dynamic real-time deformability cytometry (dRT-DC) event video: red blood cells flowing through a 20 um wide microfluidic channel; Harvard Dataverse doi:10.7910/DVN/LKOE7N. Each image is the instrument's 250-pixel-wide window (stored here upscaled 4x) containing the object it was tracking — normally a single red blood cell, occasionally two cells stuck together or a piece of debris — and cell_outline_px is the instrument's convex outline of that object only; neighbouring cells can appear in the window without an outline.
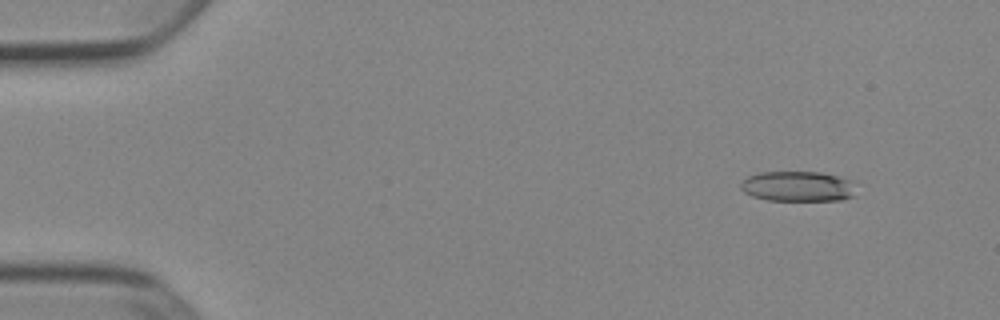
{"species": "Egyptian fruit bat (a non-hibernating species)", "species_latin": "Rousettus aegyptiacus", "temperature_condition": "cold", "stored_images_in_passage": 52, "camera_frame_rate_fps": 3000, "um_per_image_px": 0.085, "animal": {"sex": "female"}, "frame": {"image": 1, "passage_image": 5, "time_ms": 1.333, "image_size_px": [1000, 320], "cell_outline_px": [[852, 196], [840, 200], [768, 200], [752, 196], [744, 192], [740, 188], [740, 184], [748, 176], [760, 172], [820, 172], [852, 180]], "centroid_in_image_um": [67.76, 15.83], "position_along_channel_um": 17.2, "area_um2": 20.06}}
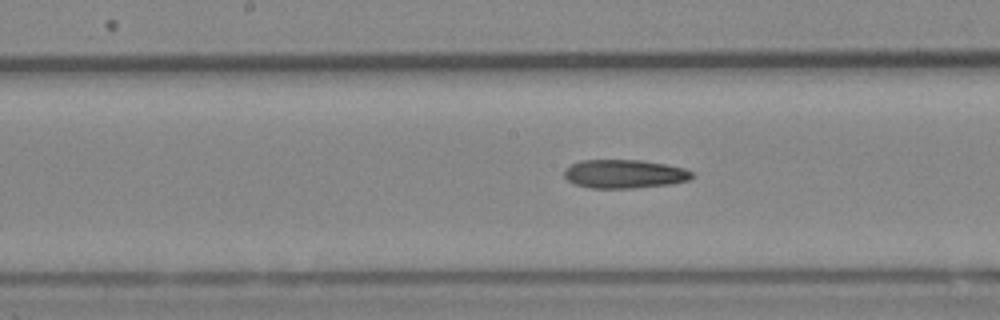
{"frame": {"image": 2, "passage_image": 27, "time_ms": 8.667, "image_size_px": [1000, 320], "cell_outline_px": [[692, 176], [688, 180], [668, 184], [632, 188], [592, 188], [576, 184], [568, 180], [564, 176], [564, 168], [580, 160], [640, 160], [664, 164], [684, 168], [692, 172]], "centroid_in_image_um": [53.03, 14.78], "position_along_channel_um": 195.2, "area_um2": 21.1}}
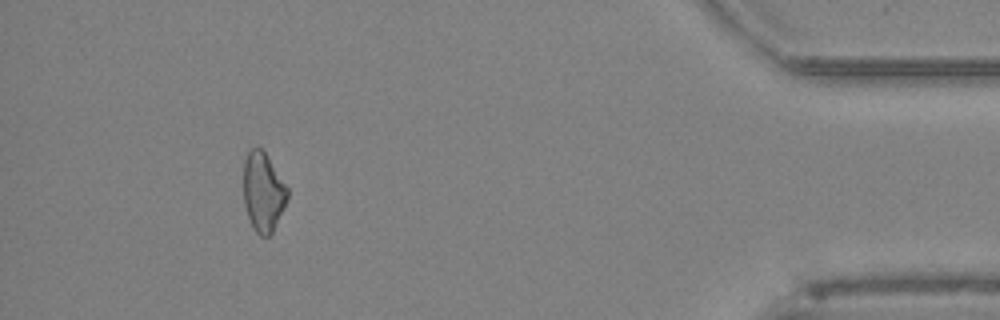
{"frame": {"image": 3, "passage_image": 48, "time_ms": 15.667, "image_size_px": [1000, 320], "cell_outline_px": [[288, 196], [284, 208], [272, 232], [268, 236], [260, 236], [252, 228], [244, 204], [244, 160], [248, 152], [256, 144], [264, 152], [288, 188]], "centroid_in_image_um": [22.35, 16.33], "position_along_channel_um": 412.8, "area_um2": 20.11}}